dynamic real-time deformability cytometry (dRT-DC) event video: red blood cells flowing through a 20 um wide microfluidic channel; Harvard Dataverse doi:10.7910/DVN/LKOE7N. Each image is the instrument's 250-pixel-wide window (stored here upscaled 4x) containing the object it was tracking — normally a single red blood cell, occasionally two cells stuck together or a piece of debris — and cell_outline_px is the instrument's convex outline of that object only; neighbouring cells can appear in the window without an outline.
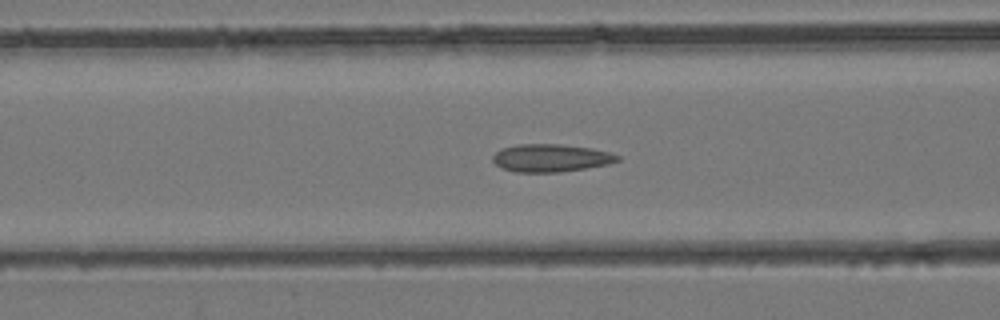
{"species": "common noctule bat (a hibernating species)", "species_latin": "Nyctalus noctula", "temperature_condition": "room temperature", "stored_images_in_passage": 29, "camera_frame_rate_fps": 3000, "um_per_image_px": 0.085, "animal": {"sex": "female", "body_mass_g": 24.6, "forearm_length_mm": 56.2}, "frame": {"image": 1, "passage_image": 4, "time_ms": 1.0, "image_size_px": [1000, 320], "cell_outline_px": [[620, 160], [608, 164], [560, 172], [516, 172], [500, 168], [492, 160], [492, 156], [500, 148], [516, 144], [560, 144], [592, 148], [608, 152], [620, 156]], "centroid_in_image_um": [46.78, 13.42], "position_along_channel_um": 119.8, "area_um2": 20.23}}
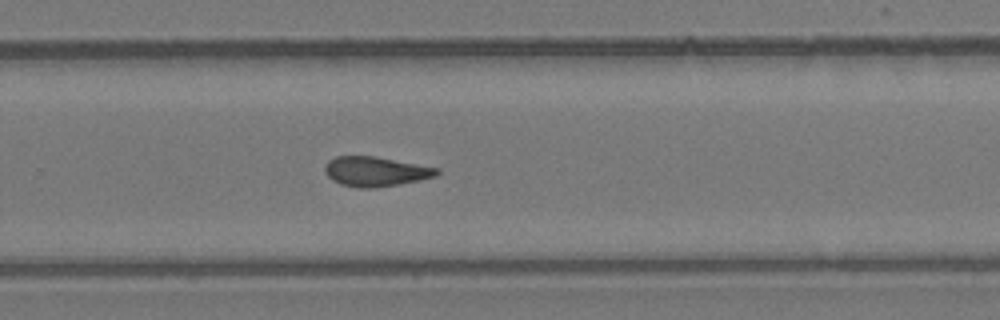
{"frame": {"image": 2, "passage_image": 15, "time_ms": 4.667, "image_size_px": [1000, 320], "cell_outline_px": [[440, 172], [436, 176], [420, 180], [376, 188], [360, 188], [340, 184], [332, 180], [324, 172], [324, 168], [328, 160], [336, 156], [372, 156], [440, 168]], "centroid_in_image_um": [31.91, 14.58], "position_along_channel_um": 297.9, "area_um2": 19.36}}
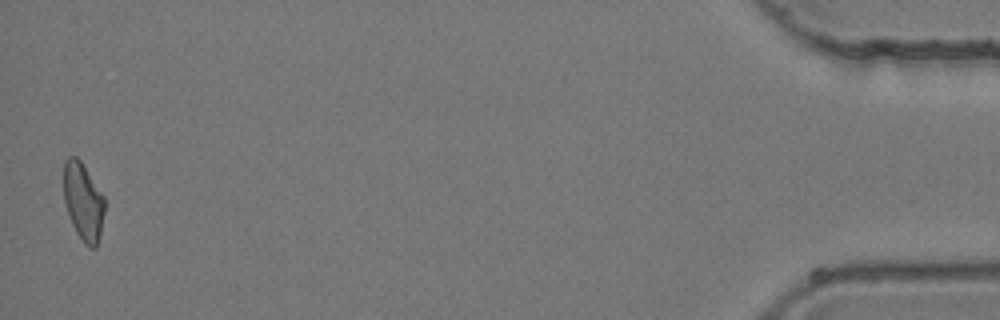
{"frame": {"image": 3, "passage_image": 29, "time_ms": 9.333, "image_size_px": [1000, 320], "cell_outline_px": [[104, 212], [100, 232], [96, 248], [88, 248], [84, 244], [76, 232], [72, 224], [64, 200], [64, 160], [68, 156], [76, 156], [80, 160], [104, 196]], "centroid_in_image_um": [7.07, 17.13], "position_along_channel_um": 428.1, "area_um2": 18.38}}